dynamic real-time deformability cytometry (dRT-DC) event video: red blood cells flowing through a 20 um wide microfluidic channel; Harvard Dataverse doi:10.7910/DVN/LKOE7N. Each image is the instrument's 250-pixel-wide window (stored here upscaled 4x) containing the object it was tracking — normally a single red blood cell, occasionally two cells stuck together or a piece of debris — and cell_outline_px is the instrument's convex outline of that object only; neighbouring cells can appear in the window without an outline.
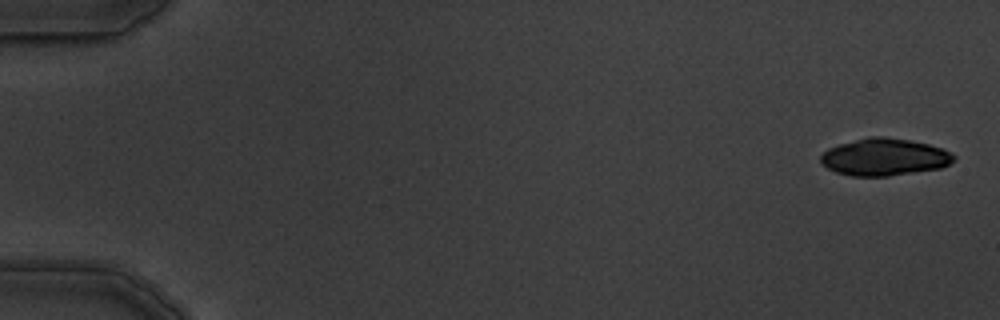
{"species": "common noctule bat (a hibernating species)", "species_latin": "Nyctalus noctula", "temperature_condition": "warm", "stored_images_in_passage": 7, "camera_frame_rate_fps": 3000, "um_per_image_px": 0.085, "animal": {"sex": "male", "body_mass_g": 19.5, "forearm_length_mm": 54.6}, "frame": {"image": 1, "passage_image": 1, "time_ms": 0.0, "image_size_px": [1000, 320], "cell_outline_px": [[956, 156], [948, 164], [940, 168], [888, 176], [852, 176], [836, 172], [828, 168], [820, 160], [820, 156], [828, 148], [840, 144], [868, 136], [884, 136], [908, 140], [928, 144], [952, 152]], "centroid_in_image_um": [75.16, 13.34], "position_along_channel_um": 9.8, "area_um2": 28.61}}
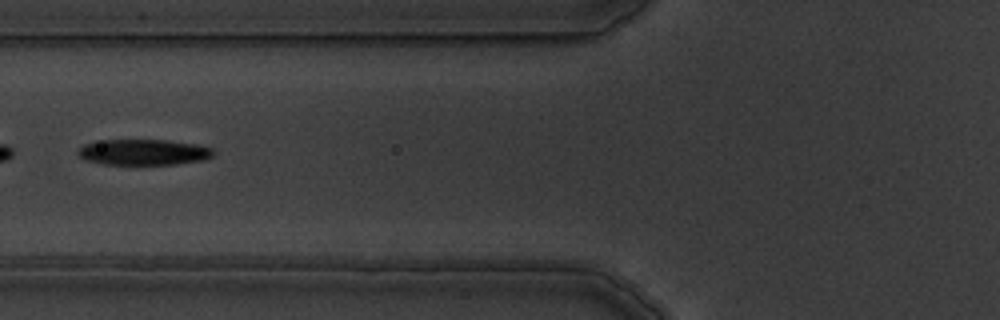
{"frame": {"image": 2, "passage_image": 7, "time_ms": 7.0, "image_size_px": [1000, 320], "cell_outline_px": [[212, 156], [204, 160], [176, 164], [104, 164], [88, 160], [80, 156], [76, 152], [84, 144], [104, 140], [164, 140], [196, 144], [212, 148]], "centroid_in_image_um": [12.21, 12.93], "position_along_channel_um": 113.6, "area_um2": 20.06}}